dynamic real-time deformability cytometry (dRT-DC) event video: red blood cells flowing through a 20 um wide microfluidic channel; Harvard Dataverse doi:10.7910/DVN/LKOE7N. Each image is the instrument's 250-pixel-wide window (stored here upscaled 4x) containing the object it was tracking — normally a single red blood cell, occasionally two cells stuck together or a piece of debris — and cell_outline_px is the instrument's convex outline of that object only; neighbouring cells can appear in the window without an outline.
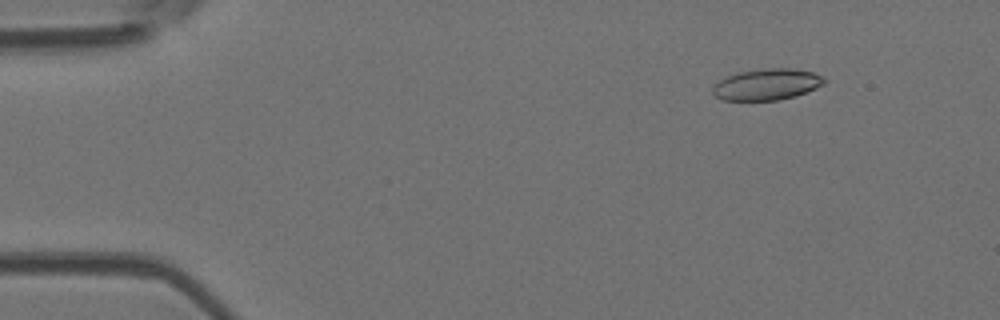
{"species": "Egyptian fruit bat (a non-hibernating species)", "species_latin": "Rousettus aegyptiacus", "temperature_condition": "room temperature", "stored_images_in_passage": 4, "camera_frame_rate_fps": 3000, "um_per_image_px": 0.085, "animal": {"sex": "female"}, "frame": {"image": 1, "passage_image": 1, "time_ms": 0.0, "image_size_px": [1000, 320], "cell_outline_px": [[828, 80], [824, 84], [816, 88], [796, 96], [776, 100], [720, 100], [712, 92], [712, 88], [720, 80], [728, 76], [740, 72], [764, 68], [792, 68], [812, 72], [824, 76]], "centroid_in_image_um": [65.22, 7.17], "position_along_channel_um": 19.8, "area_um2": 20.35}}
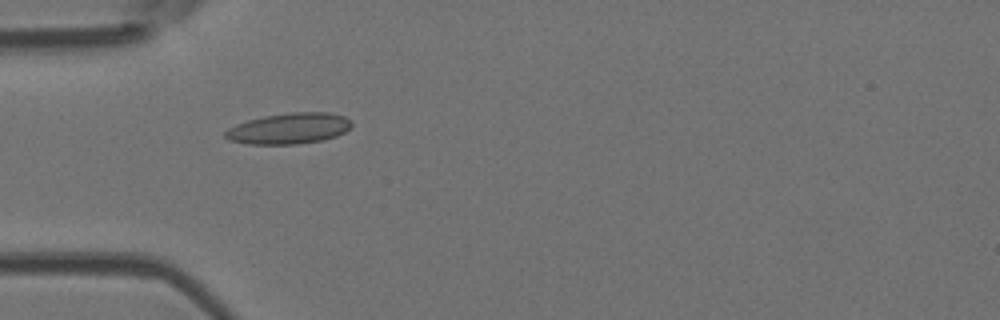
{"frame": {"image": 2, "passage_image": 3, "time_ms": 3.333, "image_size_px": [1000, 320], "cell_outline_px": [[352, 124], [344, 132], [336, 136], [324, 140], [296, 144], [248, 144], [228, 140], [224, 136], [224, 132], [228, 128], [236, 124], [248, 120], [264, 116], [292, 112], [328, 112], [344, 116], [352, 120]], "centroid_in_image_um": [24.56, 10.92], "position_along_channel_um": 60.4, "area_um2": 22.83}}
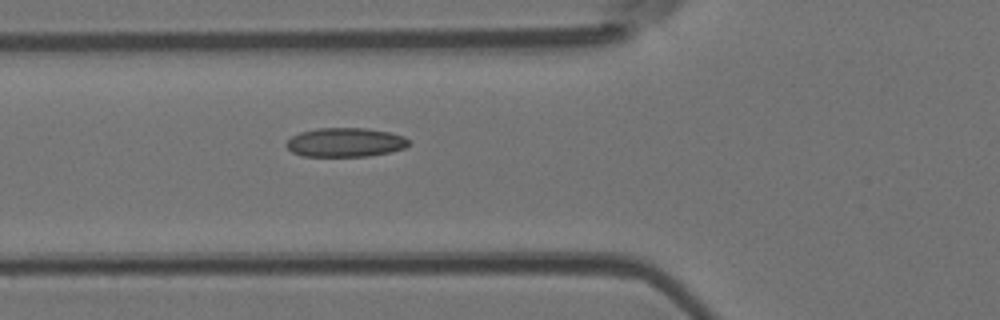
{"frame": {"image": 3, "passage_image": 4, "time_ms": 4.333, "image_size_px": [1000, 320], "cell_outline_px": [[408, 144], [404, 148], [388, 152], [368, 156], [300, 156], [292, 152], [284, 144], [292, 136], [300, 132], [316, 128], [368, 128], [388, 132], [404, 136], [408, 140]], "centroid_in_image_um": [29.31, 12.1], "position_along_channel_um": 96.5, "area_um2": 20.69}}